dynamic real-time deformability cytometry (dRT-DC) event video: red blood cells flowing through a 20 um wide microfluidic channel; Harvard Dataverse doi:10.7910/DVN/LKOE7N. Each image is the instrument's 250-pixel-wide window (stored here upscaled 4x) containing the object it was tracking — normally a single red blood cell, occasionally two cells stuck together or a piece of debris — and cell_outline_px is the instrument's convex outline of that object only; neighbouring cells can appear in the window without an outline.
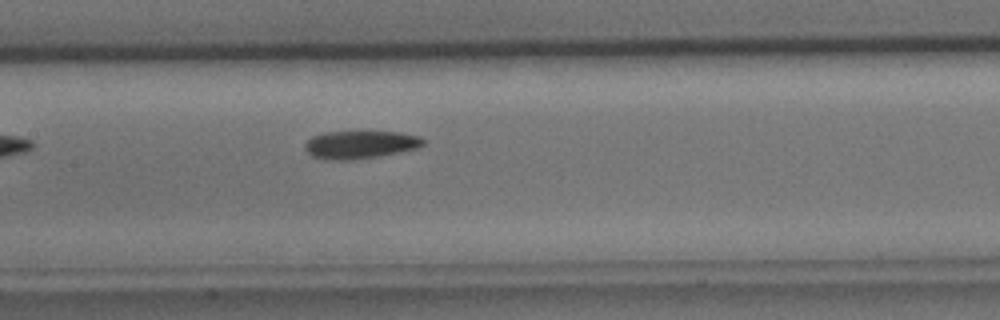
{"species": "common noctule bat (a hibernating species)", "species_latin": "Nyctalus noctula", "temperature_condition": "cold", "stored_images_in_passage": 6, "camera_frame_rate_fps": 3000, "um_per_image_px": 0.085, "animal": {"sex": "male", "body_mass_g": 15.6}, "frame": {"image": 1, "passage_image": 6, "time_ms": 6.667, "image_size_px": [1000, 320], "cell_outline_px": [[424, 144], [416, 148], [400, 152], [356, 160], [332, 160], [312, 156], [304, 148], [304, 144], [312, 136], [324, 132], [400, 132], [420, 136], [424, 140]], "centroid_in_image_um": [30.61, 12.29], "position_along_channel_um": 176.8, "area_um2": 19.19}}